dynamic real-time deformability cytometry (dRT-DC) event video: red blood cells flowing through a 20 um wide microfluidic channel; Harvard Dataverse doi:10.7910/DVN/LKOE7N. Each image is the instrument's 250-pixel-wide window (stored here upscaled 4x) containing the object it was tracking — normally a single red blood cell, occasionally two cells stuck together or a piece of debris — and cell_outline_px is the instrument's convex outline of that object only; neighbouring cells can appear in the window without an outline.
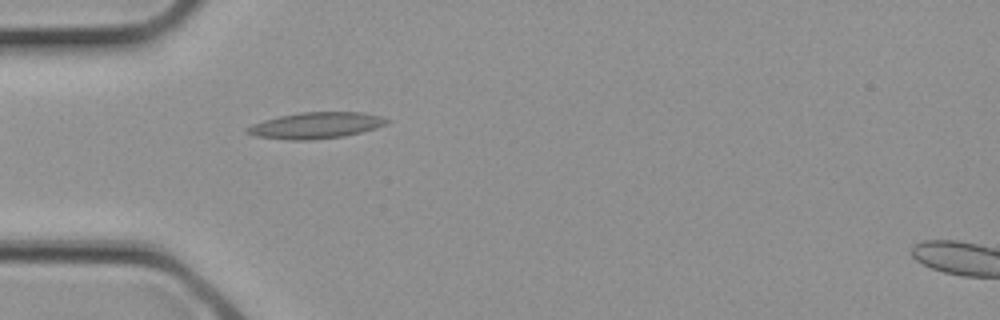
{"species": "common noctule bat (a hibernating species)", "species_latin": "Nyctalus noctula", "temperature_condition": "cold", "stored_images_in_passage": 3, "camera_frame_rate_fps": 3000, "um_per_image_px": 0.085, "animal": {"sex": "female", "body_mass_g": 21.9}, "frame": {"image": 1, "passage_image": 3, "time_ms": 0.667, "image_size_px": [1000, 320], "cell_outline_px": [[388, 124], [376, 128], [344, 136], [308, 140], [292, 140], [256, 136], [244, 132], [244, 128], [252, 124], [264, 120], [280, 116], [300, 112], [364, 112], [380, 116], [388, 120]], "centroid_in_image_um": [26.83, 10.65], "position_along_channel_um": 58.2, "area_um2": 21.27}}